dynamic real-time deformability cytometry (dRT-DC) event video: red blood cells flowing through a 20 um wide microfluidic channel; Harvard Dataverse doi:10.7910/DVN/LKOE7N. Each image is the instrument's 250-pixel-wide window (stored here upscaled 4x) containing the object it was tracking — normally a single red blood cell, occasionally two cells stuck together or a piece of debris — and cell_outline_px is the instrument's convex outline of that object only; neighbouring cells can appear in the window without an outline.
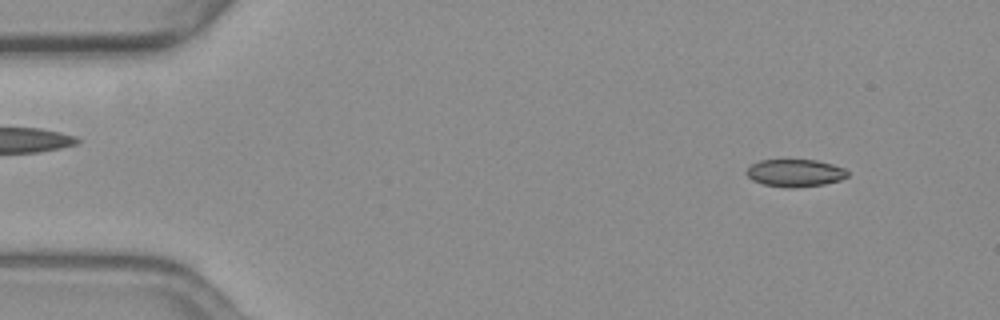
{"species": "common noctule bat (a hibernating species)", "species_latin": "Nyctalus noctula", "temperature_condition": "warm", "stored_images_in_passage": 55, "camera_frame_rate_fps": 3000, "um_per_image_px": 0.085, "animal": {"sex": "female", "body_mass_g": 19.3, "forearm_length_mm": 54.1}, "frame": {"image": 1, "passage_image": 5, "time_ms": 1.333, "image_size_px": [1000, 320], "cell_outline_px": [[848, 176], [840, 180], [824, 184], [792, 188], [788, 188], [764, 184], [752, 180], [744, 172], [752, 164], [760, 160], [816, 160], [832, 164], [844, 168], [848, 172]], "centroid_in_image_um": [67.58, 14.7], "position_along_channel_um": 17.4, "area_um2": 16.13}}
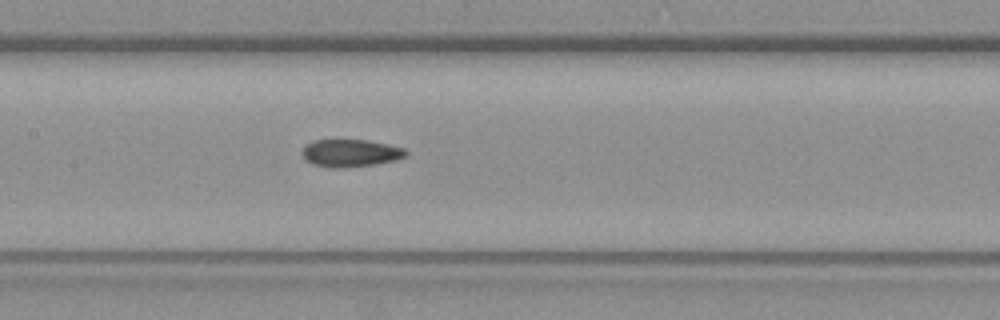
{"frame": {"image": 2, "passage_image": 26, "time_ms": 8.333, "image_size_px": [1000, 320], "cell_outline_px": [[408, 152], [404, 156], [396, 160], [376, 164], [344, 168], [328, 168], [312, 164], [304, 160], [300, 152], [312, 140], [368, 140], [388, 144], [404, 148]], "centroid_in_image_um": [29.76, 13.02], "position_along_channel_um": 177.6, "area_um2": 16.82}}
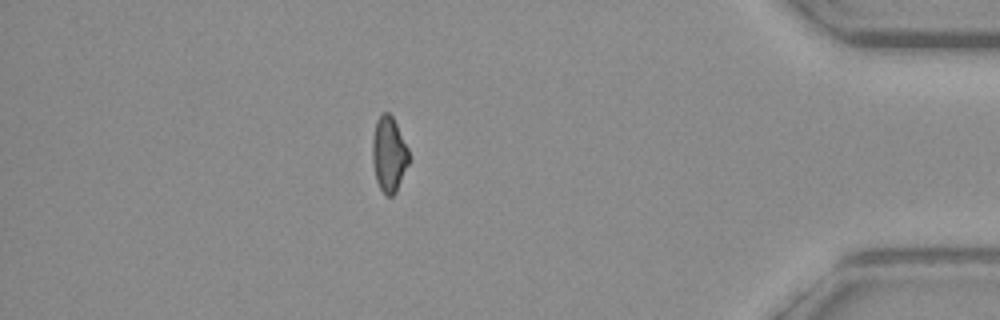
{"frame": {"image": 3, "passage_image": 48, "time_ms": 15.667, "image_size_px": [1000, 320], "cell_outline_px": [[408, 164], [396, 192], [392, 196], [384, 196], [376, 180], [372, 160], [372, 140], [376, 120], [384, 112], [388, 112], [392, 116], [408, 148]], "centroid_in_image_um": [33.04, 13.13], "position_along_channel_um": 402.2, "area_um2": 15.9}, "authors_computed_cell_mechanics": {"area_um2": 16.762, "velocity_mm_per_s": 3.6854, "shape_relaxation_time_tau1_ms": null, "shape_relaxation_time_tau2_ms": 4.3221, "deformation_change_tau1": null, "deformation_change_tau2": 0.0899}}